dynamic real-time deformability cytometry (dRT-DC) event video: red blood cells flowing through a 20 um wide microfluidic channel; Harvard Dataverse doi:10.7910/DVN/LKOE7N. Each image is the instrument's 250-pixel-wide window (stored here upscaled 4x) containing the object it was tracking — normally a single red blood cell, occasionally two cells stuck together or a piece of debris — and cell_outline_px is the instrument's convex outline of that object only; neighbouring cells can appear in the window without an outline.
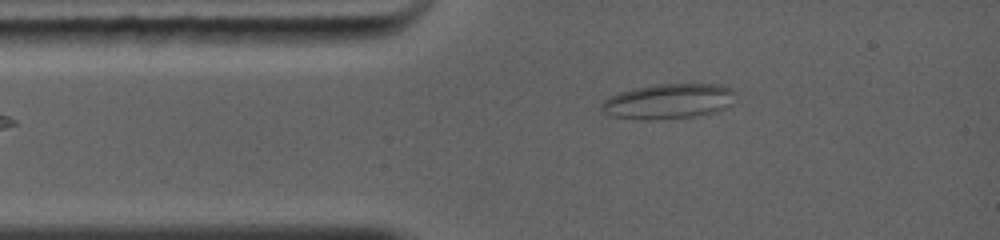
{"species": "common noctule bat (a hibernating species)", "species_latin": "Nyctalus noctula", "temperature_condition": "warm", "stored_images_in_passage": 26, "camera_frame_rate_fps": 5000, "um_per_image_px": 0.085, "animal": {"sex": "female", "body_mass_g": 19.0, "forearm_length_mm": 56.7}, "frame": {"image": 1, "passage_image": 1, "time_ms": 0.0, "image_size_px": [1000, 240], "cell_outline_px": [[736, 92], [732, 104], [728, 108], [716, 112], [696, 116], [660, 120], [632, 120], [612, 116], [600, 112], [600, 104], [608, 96], [620, 92], [636, 88], [656, 84], [720, 84], [732, 88]], "centroid_in_image_um": [56.81, 8.63], "position_along_channel_um": 28.2, "area_um2": 28.15}}
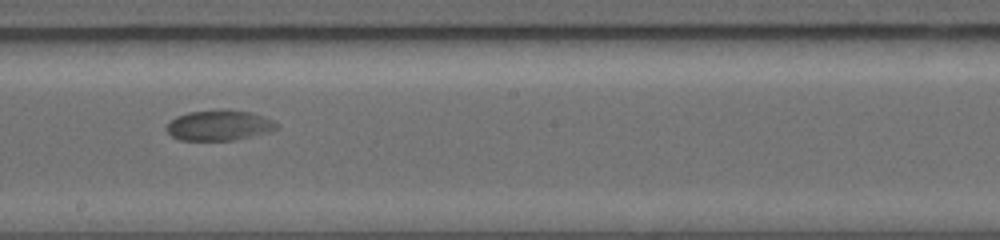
{"frame": {"image": 2, "passage_image": 13, "time_ms": 5.2, "image_size_px": [1000, 240], "cell_outline_px": [[280, 128], [268, 132], [252, 136], [232, 140], [180, 140], [172, 136], [164, 128], [176, 116], [188, 112], [224, 108], [252, 112], [272, 120]], "centroid_in_image_um": [18.62, 10.63], "position_along_channel_um": 229.6, "area_um2": 19.65}}
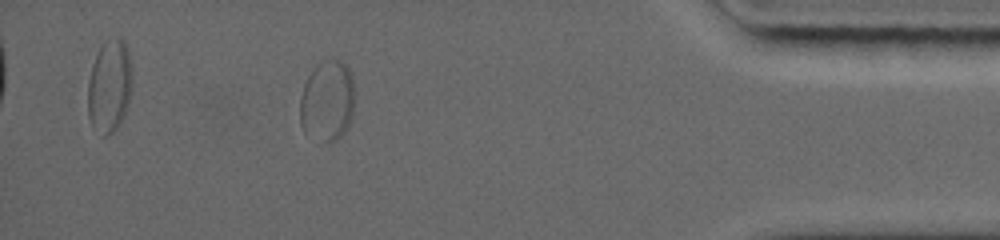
{"frame": {"image": 3, "passage_image": 24, "time_ms": 10.6, "image_size_px": [1000, 240], "cell_outline_px": [[352, 112], [348, 124], [344, 132], [336, 140], [324, 140], [304, 132], [300, 124], [300, 96], [304, 84], [308, 76], [320, 60], [332, 56], [340, 60], [348, 68], [352, 76]], "centroid_in_image_um": [27.78, 8.5], "position_along_channel_um": 407.4, "area_um2": 25.49}}